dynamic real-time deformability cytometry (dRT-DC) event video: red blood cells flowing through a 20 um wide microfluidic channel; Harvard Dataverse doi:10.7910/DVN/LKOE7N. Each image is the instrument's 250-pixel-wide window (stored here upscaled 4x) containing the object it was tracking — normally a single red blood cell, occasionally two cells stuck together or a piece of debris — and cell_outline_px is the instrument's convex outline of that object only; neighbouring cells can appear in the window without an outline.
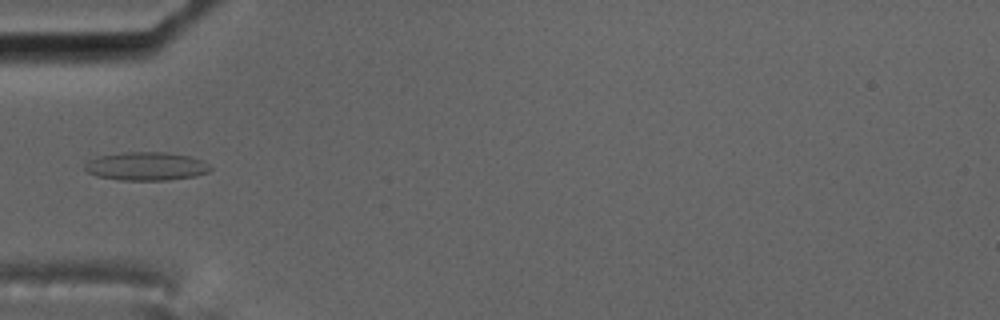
{"species": "common noctule bat (a hibernating species)", "species_latin": "Nyctalus noctula", "temperature_condition": "cold", "stored_images_in_passage": 15, "camera_frame_rate_fps": 3000, "um_per_image_px": 0.085, "animal": {"sex": "male", "body_mass_g": 17.5, "forearm_length_mm": 52.3}, "frame": {"image": 1, "passage_image": 5, "time_ms": 6.0, "image_size_px": [1000, 320], "cell_outline_px": [[212, 168], [208, 172], [196, 176], [168, 180], [120, 180], [96, 176], [88, 172], [84, 168], [84, 164], [88, 160], [96, 156], [124, 152], [164, 152], [188, 156], [200, 160], [208, 164]], "centroid_in_image_um": [12.39, 14.13], "position_along_channel_um": 72.6, "area_um2": 20.81}, "authors_computed_cell_mechanics": {"area_um2": 21.2126, "velocity_mm_per_s": 3.5191, "shape_relaxation_time_tau1_ms": null, "shape_relaxation_time_tau2_ms": 1.6174, "deformation_change_tau1": null, "deformation_change_tau2": 0.0794}}